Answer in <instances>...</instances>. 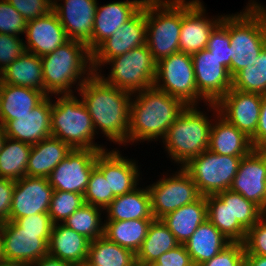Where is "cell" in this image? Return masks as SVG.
<instances>
[{
    "label": "cell",
    "mask_w": 266,
    "mask_h": 266,
    "mask_svg": "<svg viewBox=\"0 0 266 266\" xmlns=\"http://www.w3.org/2000/svg\"><path fill=\"white\" fill-rule=\"evenodd\" d=\"M79 80V93L90 114L93 125L111 141L118 144L128 142L130 118V92L106 84L96 73ZM80 83V84H79Z\"/></svg>",
    "instance_id": "cell-1"
},
{
    "label": "cell",
    "mask_w": 266,
    "mask_h": 266,
    "mask_svg": "<svg viewBox=\"0 0 266 266\" xmlns=\"http://www.w3.org/2000/svg\"><path fill=\"white\" fill-rule=\"evenodd\" d=\"M132 100L128 142L164 139L168 128L186 107L180 99L154 86L139 91Z\"/></svg>",
    "instance_id": "cell-2"
},
{
    "label": "cell",
    "mask_w": 266,
    "mask_h": 266,
    "mask_svg": "<svg viewBox=\"0 0 266 266\" xmlns=\"http://www.w3.org/2000/svg\"><path fill=\"white\" fill-rule=\"evenodd\" d=\"M231 77L246 68L266 46V7L249 3L242 13L228 16Z\"/></svg>",
    "instance_id": "cell-3"
},
{
    "label": "cell",
    "mask_w": 266,
    "mask_h": 266,
    "mask_svg": "<svg viewBox=\"0 0 266 266\" xmlns=\"http://www.w3.org/2000/svg\"><path fill=\"white\" fill-rule=\"evenodd\" d=\"M41 63L47 96L49 93L58 96L72 94L70 88L77 82L76 79H80L86 71L94 73L92 53L85 43L75 40H68L55 51L41 56Z\"/></svg>",
    "instance_id": "cell-4"
},
{
    "label": "cell",
    "mask_w": 266,
    "mask_h": 266,
    "mask_svg": "<svg viewBox=\"0 0 266 266\" xmlns=\"http://www.w3.org/2000/svg\"><path fill=\"white\" fill-rule=\"evenodd\" d=\"M73 95L64 94L53 104L51 101V136L72 149L104 151L102 146L93 143L95 128L86 106Z\"/></svg>",
    "instance_id": "cell-5"
},
{
    "label": "cell",
    "mask_w": 266,
    "mask_h": 266,
    "mask_svg": "<svg viewBox=\"0 0 266 266\" xmlns=\"http://www.w3.org/2000/svg\"><path fill=\"white\" fill-rule=\"evenodd\" d=\"M145 16L146 44L154 61L157 63L165 57L178 53L182 5L175 0H146Z\"/></svg>",
    "instance_id": "cell-6"
},
{
    "label": "cell",
    "mask_w": 266,
    "mask_h": 266,
    "mask_svg": "<svg viewBox=\"0 0 266 266\" xmlns=\"http://www.w3.org/2000/svg\"><path fill=\"white\" fill-rule=\"evenodd\" d=\"M186 106L163 139L172 159L182 167L192 158L209 148L211 123L195 108Z\"/></svg>",
    "instance_id": "cell-7"
},
{
    "label": "cell",
    "mask_w": 266,
    "mask_h": 266,
    "mask_svg": "<svg viewBox=\"0 0 266 266\" xmlns=\"http://www.w3.org/2000/svg\"><path fill=\"white\" fill-rule=\"evenodd\" d=\"M106 63H112L110 76L104 78L99 72L96 74L110 86L134 94L154 85L156 62L147 44L111 58Z\"/></svg>",
    "instance_id": "cell-8"
},
{
    "label": "cell",
    "mask_w": 266,
    "mask_h": 266,
    "mask_svg": "<svg viewBox=\"0 0 266 266\" xmlns=\"http://www.w3.org/2000/svg\"><path fill=\"white\" fill-rule=\"evenodd\" d=\"M241 158L216 154L207 149L182 168L193 179L200 194L207 196L231 188Z\"/></svg>",
    "instance_id": "cell-9"
},
{
    "label": "cell",
    "mask_w": 266,
    "mask_h": 266,
    "mask_svg": "<svg viewBox=\"0 0 266 266\" xmlns=\"http://www.w3.org/2000/svg\"><path fill=\"white\" fill-rule=\"evenodd\" d=\"M161 79L162 84L159 83ZM153 86L180 99L186 106H195L199 92L192 55L178 52L158 61Z\"/></svg>",
    "instance_id": "cell-10"
},
{
    "label": "cell",
    "mask_w": 266,
    "mask_h": 266,
    "mask_svg": "<svg viewBox=\"0 0 266 266\" xmlns=\"http://www.w3.org/2000/svg\"><path fill=\"white\" fill-rule=\"evenodd\" d=\"M5 261L32 266L48 255L51 232L22 231L15 221L0 223Z\"/></svg>",
    "instance_id": "cell-11"
},
{
    "label": "cell",
    "mask_w": 266,
    "mask_h": 266,
    "mask_svg": "<svg viewBox=\"0 0 266 266\" xmlns=\"http://www.w3.org/2000/svg\"><path fill=\"white\" fill-rule=\"evenodd\" d=\"M180 169L178 174L160 179L149 186L154 219H161L202 196L190 175L183 168Z\"/></svg>",
    "instance_id": "cell-12"
},
{
    "label": "cell",
    "mask_w": 266,
    "mask_h": 266,
    "mask_svg": "<svg viewBox=\"0 0 266 266\" xmlns=\"http://www.w3.org/2000/svg\"><path fill=\"white\" fill-rule=\"evenodd\" d=\"M102 150L72 149L48 177L54 190L84 195L90 174L96 166L97 155Z\"/></svg>",
    "instance_id": "cell-13"
},
{
    "label": "cell",
    "mask_w": 266,
    "mask_h": 266,
    "mask_svg": "<svg viewBox=\"0 0 266 266\" xmlns=\"http://www.w3.org/2000/svg\"><path fill=\"white\" fill-rule=\"evenodd\" d=\"M262 96L231 88L216 104H207L250 139L255 135Z\"/></svg>",
    "instance_id": "cell-14"
},
{
    "label": "cell",
    "mask_w": 266,
    "mask_h": 266,
    "mask_svg": "<svg viewBox=\"0 0 266 266\" xmlns=\"http://www.w3.org/2000/svg\"><path fill=\"white\" fill-rule=\"evenodd\" d=\"M147 24L145 3L143 7L128 21H126L109 38L103 41L92 52V67L97 73L98 67L114 57L120 56L131 49L146 44Z\"/></svg>",
    "instance_id": "cell-15"
},
{
    "label": "cell",
    "mask_w": 266,
    "mask_h": 266,
    "mask_svg": "<svg viewBox=\"0 0 266 266\" xmlns=\"http://www.w3.org/2000/svg\"><path fill=\"white\" fill-rule=\"evenodd\" d=\"M199 99L216 104L231 88L229 71L207 49L192 55Z\"/></svg>",
    "instance_id": "cell-16"
},
{
    "label": "cell",
    "mask_w": 266,
    "mask_h": 266,
    "mask_svg": "<svg viewBox=\"0 0 266 266\" xmlns=\"http://www.w3.org/2000/svg\"><path fill=\"white\" fill-rule=\"evenodd\" d=\"M182 5V22L179 38V52L193 55L206 49L213 29L221 22L222 17L210 20L204 16V6L199 0L185 2L175 0ZM205 17V18H204Z\"/></svg>",
    "instance_id": "cell-17"
},
{
    "label": "cell",
    "mask_w": 266,
    "mask_h": 266,
    "mask_svg": "<svg viewBox=\"0 0 266 266\" xmlns=\"http://www.w3.org/2000/svg\"><path fill=\"white\" fill-rule=\"evenodd\" d=\"M230 190L240 193L266 213V150L253 149L241 158Z\"/></svg>",
    "instance_id": "cell-18"
},
{
    "label": "cell",
    "mask_w": 266,
    "mask_h": 266,
    "mask_svg": "<svg viewBox=\"0 0 266 266\" xmlns=\"http://www.w3.org/2000/svg\"><path fill=\"white\" fill-rule=\"evenodd\" d=\"M48 178L25 176L15 181L10 221L38 213H48L53 194Z\"/></svg>",
    "instance_id": "cell-19"
},
{
    "label": "cell",
    "mask_w": 266,
    "mask_h": 266,
    "mask_svg": "<svg viewBox=\"0 0 266 266\" xmlns=\"http://www.w3.org/2000/svg\"><path fill=\"white\" fill-rule=\"evenodd\" d=\"M96 0H65V5L53 1L68 40L83 42L91 52V38L97 8Z\"/></svg>",
    "instance_id": "cell-20"
},
{
    "label": "cell",
    "mask_w": 266,
    "mask_h": 266,
    "mask_svg": "<svg viewBox=\"0 0 266 266\" xmlns=\"http://www.w3.org/2000/svg\"><path fill=\"white\" fill-rule=\"evenodd\" d=\"M6 136L34 145L51 136V100L47 96L31 113L17 116L5 126Z\"/></svg>",
    "instance_id": "cell-21"
},
{
    "label": "cell",
    "mask_w": 266,
    "mask_h": 266,
    "mask_svg": "<svg viewBox=\"0 0 266 266\" xmlns=\"http://www.w3.org/2000/svg\"><path fill=\"white\" fill-rule=\"evenodd\" d=\"M25 34V51L40 57L55 51L68 41L65 30L53 10L41 18L28 21Z\"/></svg>",
    "instance_id": "cell-22"
},
{
    "label": "cell",
    "mask_w": 266,
    "mask_h": 266,
    "mask_svg": "<svg viewBox=\"0 0 266 266\" xmlns=\"http://www.w3.org/2000/svg\"><path fill=\"white\" fill-rule=\"evenodd\" d=\"M96 167L103 173L109 184V194L120 196L137 188L139 177L135 162L121 157L117 150L101 151L97 155Z\"/></svg>",
    "instance_id": "cell-23"
},
{
    "label": "cell",
    "mask_w": 266,
    "mask_h": 266,
    "mask_svg": "<svg viewBox=\"0 0 266 266\" xmlns=\"http://www.w3.org/2000/svg\"><path fill=\"white\" fill-rule=\"evenodd\" d=\"M145 2L146 0L118 1L101 7L97 4L91 38V53L131 19Z\"/></svg>",
    "instance_id": "cell-24"
},
{
    "label": "cell",
    "mask_w": 266,
    "mask_h": 266,
    "mask_svg": "<svg viewBox=\"0 0 266 266\" xmlns=\"http://www.w3.org/2000/svg\"><path fill=\"white\" fill-rule=\"evenodd\" d=\"M90 240L62 224H54L48 242V255L83 265L86 262Z\"/></svg>",
    "instance_id": "cell-25"
},
{
    "label": "cell",
    "mask_w": 266,
    "mask_h": 266,
    "mask_svg": "<svg viewBox=\"0 0 266 266\" xmlns=\"http://www.w3.org/2000/svg\"><path fill=\"white\" fill-rule=\"evenodd\" d=\"M47 95L37 89L0 83V124L31 113Z\"/></svg>",
    "instance_id": "cell-26"
},
{
    "label": "cell",
    "mask_w": 266,
    "mask_h": 266,
    "mask_svg": "<svg viewBox=\"0 0 266 266\" xmlns=\"http://www.w3.org/2000/svg\"><path fill=\"white\" fill-rule=\"evenodd\" d=\"M71 151L68 144L52 136L32 145L26 176L48 178Z\"/></svg>",
    "instance_id": "cell-27"
},
{
    "label": "cell",
    "mask_w": 266,
    "mask_h": 266,
    "mask_svg": "<svg viewBox=\"0 0 266 266\" xmlns=\"http://www.w3.org/2000/svg\"><path fill=\"white\" fill-rule=\"evenodd\" d=\"M217 117L218 122L211 125L208 149L220 155L235 157L248 155L253 150L250 138L222 116L217 115Z\"/></svg>",
    "instance_id": "cell-28"
},
{
    "label": "cell",
    "mask_w": 266,
    "mask_h": 266,
    "mask_svg": "<svg viewBox=\"0 0 266 266\" xmlns=\"http://www.w3.org/2000/svg\"><path fill=\"white\" fill-rule=\"evenodd\" d=\"M208 219L206 197L184 205L161 218L180 244H184L198 226Z\"/></svg>",
    "instance_id": "cell-29"
},
{
    "label": "cell",
    "mask_w": 266,
    "mask_h": 266,
    "mask_svg": "<svg viewBox=\"0 0 266 266\" xmlns=\"http://www.w3.org/2000/svg\"><path fill=\"white\" fill-rule=\"evenodd\" d=\"M231 241L225 237L208 219L198 226L184 243L195 266L210 260Z\"/></svg>",
    "instance_id": "cell-30"
},
{
    "label": "cell",
    "mask_w": 266,
    "mask_h": 266,
    "mask_svg": "<svg viewBox=\"0 0 266 266\" xmlns=\"http://www.w3.org/2000/svg\"><path fill=\"white\" fill-rule=\"evenodd\" d=\"M0 83L29 87L44 92L41 57L25 51L0 73Z\"/></svg>",
    "instance_id": "cell-31"
},
{
    "label": "cell",
    "mask_w": 266,
    "mask_h": 266,
    "mask_svg": "<svg viewBox=\"0 0 266 266\" xmlns=\"http://www.w3.org/2000/svg\"><path fill=\"white\" fill-rule=\"evenodd\" d=\"M105 210L108 212V221L154 219L148 187L135 188L127 194L116 196Z\"/></svg>",
    "instance_id": "cell-32"
},
{
    "label": "cell",
    "mask_w": 266,
    "mask_h": 266,
    "mask_svg": "<svg viewBox=\"0 0 266 266\" xmlns=\"http://www.w3.org/2000/svg\"><path fill=\"white\" fill-rule=\"evenodd\" d=\"M180 243L161 219H153L147 235L136 253V263L146 265L156 261L160 255L175 248Z\"/></svg>",
    "instance_id": "cell-33"
},
{
    "label": "cell",
    "mask_w": 266,
    "mask_h": 266,
    "mask_svg": "<svg viewBox=\"0 0 266 266\" xmlns=\"http://www.w3.org/2000/svg\"><path fill=\"white\" fill-rule=\"evenodd\" d=\"M153 219L106 221L104 236L116 244L137 253Z\"/></svg>",
    "instance_id": "cell-34"
},
{
    "label": "cell",
    "mask_w": 266,
    "mask_h": 266,
    "mask_svg": "<svg viewBox=\"0 0 266 266\" xmlns=\"http://www.w3.org/2000/svg\"><path fill=\"white\" fill-rule=\"evenodd\" d=\"M136 254L101 236L90 241L87 266H133Z\"/></svg>",
    "instance_id": "cell-35"
},
{
    "label": "cell",
    "mask_w": 266,
    "mask_h": 266,
    "mask_svg": "<svg viewBox=\"0 0 266 266\" xmlns=\"http://www.w3.org/2000/svg\"><path fill=\"white\" fill-rule=\"evenodd\" d=\"M32 145L7 137L0 151V177L19 180L26 176Z\"/></svg>",
    "instance_id": "cell-36"
},
{
    "label": "cell",
    "mask_w": 266,
    "mask_h": 266,
    "mask_svg": "<svg viewBox=\"0 0 266 266\" xmlns=\"http://www.w3.org/2000/svg\"><path fill=\"white\" fill-rule=\"evenodd\" d=\"M208 220L231 242H244L247 231L240 224H231L230 200L217 194L207 195Z\"/></svg>",
    "instance_id": "cell-37"
},
{
    "label": "cell",
    "mask_w": 266,
    "mask_h": 266,
    "mask_svg": "<svg viewBox=\"0 0 266 266\" xmlns=\"http://www.w3.org/2000/svg\"><path fill=\"white\" fill-rule=\"evenodd\" d=\"M232 88L261 95L266 94V46L256 59L232 77Z\"/></svg>",
    "instance_id": "cell-38"
},
{
    "label": "cell",
    "mask_w": 266,
    "mask_h": 266,
    "mask_svg": "<svg viewBox=\"0 0 266 266\" xmlns=\"http://www.w3.org/2000/svg\"><path fill=\"white\" fill-rule=\"evenodd\" d=\"M217 195L222 200H230L231 224H240L246 231L266 214L254 202L230 189L218 192Z\"/></svg>",
    "instance_id": "cell-39"
},
{
    "label": "cell",
    "mask_w": 266,
    "mask_h": 266,
    "mask_svg": "<svg viewBox=\"0 0 266 266\" xmlns=\"http://www.w3.org/2000/svg\"><path fill=\"white\" fill-rule=\"evenodd\" d=\"M101 209L97 206L84 204L69 216L63 224L77 233L84 235L90 241L95 240L104 236V224L100 223Z\"/></svg>",
    "instance_id": "cell-40"
},
{
    "label": "cell",
    "mask_w": 266,
    "mask_h": 266,
    "mask_svg": "<svg viewBox=\"0 0 266 266\" xmlns=\"http://www.w3.org/2000/svg\"><path fill=\"white\" fill-rule=\"evenodd\" d=\"M84 204V195L82 194L54 190L48 214L53 224H58V221L64 222Z\"/></svg>",
    "instance_id": "cell-41"
},
{
    "label": "cell",
    "mask_w": 266,
    "mask_h": 266,
    "mask_svg": "<svg viewBox=\"0 0 266 266\" xmlns=\"http://www.w3.org/2000/svg\"><path fill=\"white\" fill-rule=\"evenodd\" d=\"M229 71L231 76L230 35L228 16H222L221 22L213 29L206 48Z\"/></svg>",
    "instance_id": "cell-42"
},
{
    "label": "cell",
    "mask_w": 266,
    "mask_h": 266,
    "mask_svg": "<svg viewBox=\"0 0 266 266\" xmlns=\"http://www.w3.org/2000/svg\"><path fill=\"white\" fill-rule=\"evenodd\" d=\"M116 196L109 194L108 180L103 173L95 166L90 174L88 186L84 194L85 204L105 208L114 200Z\"/></svg>",
    "instance_id": "cell-43"
},
{
    "label": "cell",
    "mask_w": 266,
    "mask_h": 266,
    "mask_svg": "<svg viewBox=\"0 0 266 266\" xmlns=\"http://www.w3.org/2000/svg\"><path fill=\"white\" fill-rule=\"evenodd\" d=\"M27 21L7 1H0V33L19 36L25 33Z\"/></svg>",
    "instance_id": "cell-44"
},
{
    "label": "cell",
    "mask_w": 266,
    "mask_h": 266,
    "mask_svg": "<svg viewBox=\"0 0 266 266\" xmlns=\"http://www.w3.org/2000/svg\"><path fill=\"white\" fill-rule=\"evenodd\" d=\"M199 266H245L244 244L231 242L213 258Z\"/></svg>",
    "instance_id": "cell-45"
},
{
    "label": "cell",
    "mask_w": 266,
    "mask_h": 266,
    "mask_svg": "<svg viewBox=\"0 0 266 266\" xmlns=\"http://www.w3.org/2000/svg\"><path fill=\"white\" fill-rule=\"evenodd\" d=\"M28 22L53 10V0H7Z\"/></svg>",
    "instance_id": "cell-46"
},
{
    "label": "cell",
    "mask_w": 266,
    "mask_h": 266,
    "mask_svg": "<svg viewBox=\"0 0 266 266\" xmlns=\"http://www.w3.org/2000/svg\"><path fill=\"white\" fill-rule=\"evenodd\" d=\"M245 254L266 256V214L246 234Z\"/></svg>",
    "instance_id": "cell-47"
},
{
    "label": "cell",
    "mask_w": 266,
    "mask_h": 266,
    "mask_svg": "<svg viewBox=\"0 0 266 266\" xmlns=\"http://www.w3.org/2000/svg\"><path fill=\"white\" fill-rule=\"evenodd\" d=\"M24 52V42L18 36L0 33V73Z\"/></svg>",
    "instance_id": "cell-48"
},
{
    "label": "cell",
    "mask_w": 266,
    "mask_h": 266,
    "mask_svg": "<svg viewBox=\"0 0 266 266\" xmlns=\"http://www.w3.org/2000/svg\"><path fill=\"white\" fill-rule=\"evenodd\" d=\"M146 266H195L184 244L163 253L159 258Z\"/></svg>",
    "instance_id": "cell-49"
},
{
    "label": "cell",
    "mask_w": 266,
    "mask_h": 266,
    "mask_svg": "<svg viewBox=\"0 0 266 266\" xmlns=\"http://www.w3.org/2000/svg\"><path fill=\"white\" fill-rule=\"evenodd\" d=\"M15 222L22 228V231L31 232H51L54 225L48 213L20 217Z\"/></svg>",
    "instance_id": "cell-50"
},
{
    "label": "cell",
    "mask_w": 266,
    "mask_h": 266,
    "mask_svg": "<svg viewBox=\"0 0 266 266\" xmlns=\"http://www.w3.org/2000/svg\"><path fill=\"white\" fill-rule=\"evenodd\" d=\"M15 181L0 177V223L10 221Z\"/></svg>",
    "instance_id": "cell-51"
},
{
    "label": "cell",
    "mask_w": 266,
    "mask_h": 266,
    "mask_svg": "<svg viewBox=\"0 0 266 266\" xmlns=\"http://www.w3.org/2000/svg\"><path fill=\"white\" fill-rule=\"evenodd\" d=\"M250 140L253 149L266 150V94L262 96L261 111L256 133Z\"/></svg>",
    "instance_id": "cell-52"
},
{
    "label": "cell",
    "mask_w": 266,
    "mask_h": 266,
    "mask_svg": "<svg viewBox=\"0 0 266 266\" xmlns=\"http://www.w3.org/2000/svg\"><path fill=\"white\" fill-rule=\"evenodd\" d=\"M32 266H75L69 262L62 261L61 259L54 258L50 255L42 257L35 262Z\"/></svg>",
    "instance_id": "cell-53"
},
{
    "label": "cell",
    "mask_w": 266,
    "mask_h": 266,
    "mask_svg": "<svg viewBox=\"0 0 266 266\" xmlns=\"http://www.w3.org/2000/svg\"><path fill=\"white\" fill-rule=\"evenodd\" d=\"M245 266H266V256L245 254Z\"/></svg>",
    "instance_id": "cell-54"
},
{
    "label": "cell",
    "mask_w": 266,
    "mask_h": 266,
    "mask_svg": "<svg viewBox=\"0 0 266 266\" xmlns=\"http://www.w3.org/2000/svg\"><path fill=\"white\" fill-rule=\"evenodd\" d=\"M6 138H7V136H6V133H5L4 126H2L0 124V151L3 148V145H4V142H5Z\"/></svg>",
    "instance_id": "cell-55"
},
{
    "label": "cell",
    "mask_w": 266,
    "mask_h": 266,
    "mask_svg": "<svg viewBox=\"0 0 266 266\" xmlns=\"http://www.w3.org/2000/svg\"><path fill=\"white\" fill-rule=\"evenodd\" d=\"M0 266H26L21 263L9 262V261H2L0 262Z\"/></svg>",
    "instance_id": "cell-56"
},
{
    "label": "cell",
    "mask_w": 266,
    "mask_h": 266,
    "mask_svg": "<svg viewBox=\"0 0 266 266\" xmlns=\"http://www.w3.org/2000/svg\"><path fill=\"white\" fill-rule=\"evenodd\" d=\"M2 261H4V257H3L1 226H0V262Z\"/></svg>",
    "instance_id": "cell-57"
},
{
    "label": "cell",
    "mask_w": 266,
    "mask_h": 266,
    "mask_svg": "<svg viewBox=\"0 0 266 266\" xmlns=\"http://www.w3.org/2000/svg\"><path fill=\"white\" fill-rule=\"evenodd\" d=\"M133 266H146V265L135 263Z\"/></svg>",
    "instance_id": "cell-58"
}]
</instances>
